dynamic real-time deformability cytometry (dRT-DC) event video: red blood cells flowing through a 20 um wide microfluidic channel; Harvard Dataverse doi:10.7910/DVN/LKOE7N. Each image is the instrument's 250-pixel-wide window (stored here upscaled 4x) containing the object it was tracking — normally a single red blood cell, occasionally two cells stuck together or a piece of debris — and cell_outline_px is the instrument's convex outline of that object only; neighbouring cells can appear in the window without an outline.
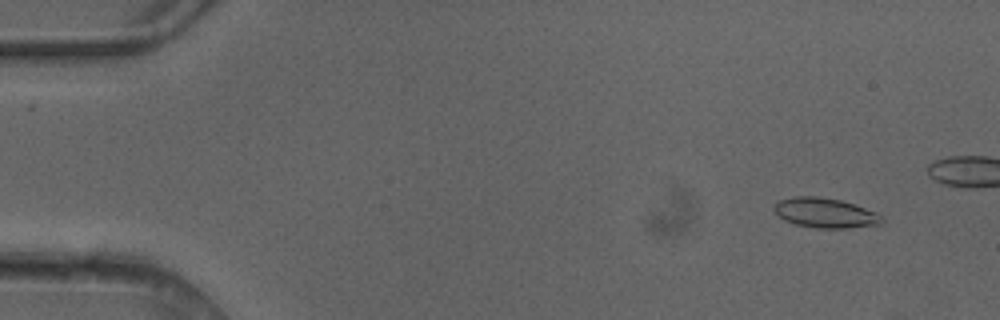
{"species": "common noctule bat (a hibernating species)", "species_latin": "Nyctalus noctula", "temperature_condition": "cold", "stored_images_in_passage": 4, "camera_frame_rate_fps": 3000, "um_per_image_px": 0.085, "animal": {"sex": "female"}, "frame": {"image": 1, "passage_image": 1, "time_ms": 0.0, "image_size_px": [1000, 320], "cell_outline_px": [[884, 220], [880, 224], [848, 228], [816, 228], [796, 224], [784, 220], [772, 208], [780, 200], [792, 196], [816, 196], [840, 200], [876, 212]], "centroid_in_image_um": [70.12, 18.1], "position_along_channel_um": 14.9, "area_um2": 18.5}}